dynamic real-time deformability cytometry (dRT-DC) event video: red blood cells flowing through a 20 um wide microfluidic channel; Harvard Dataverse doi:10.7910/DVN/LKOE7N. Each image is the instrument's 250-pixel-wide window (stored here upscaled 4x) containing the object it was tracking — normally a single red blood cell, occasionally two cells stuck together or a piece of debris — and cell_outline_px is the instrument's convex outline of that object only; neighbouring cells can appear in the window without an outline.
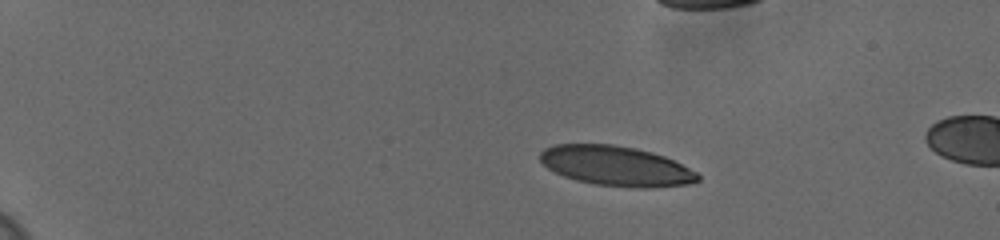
{"species": "human", "species_latin": "Homo sapiens", "temperature_condition": "cold", "stored_images_in_passage": 10, "camera_frame_rate_fps": 3000, "um_per_image_px": 0.085, "donor": {"sex": "female"}, "frame": {"image": 1, "passage_image": 1, "time_ms": 0.0, "image_size_px": [1000, 240], "cell_outline_px": [[700, 180], [688, 184], [648, 188], [636, 188], [596, 184], [576, 180], [564, 176], [548, 168], [540, 160], [540, 152], [544, 148], [556, 144], [612, 144], [636, 148], [652, 152], [664, 156], [696, 172], [700, 176]], "centroid_in_image_um": [52.36, 14.1], "position_along_channel_um": 32.6, "area_um2": 36.47}}